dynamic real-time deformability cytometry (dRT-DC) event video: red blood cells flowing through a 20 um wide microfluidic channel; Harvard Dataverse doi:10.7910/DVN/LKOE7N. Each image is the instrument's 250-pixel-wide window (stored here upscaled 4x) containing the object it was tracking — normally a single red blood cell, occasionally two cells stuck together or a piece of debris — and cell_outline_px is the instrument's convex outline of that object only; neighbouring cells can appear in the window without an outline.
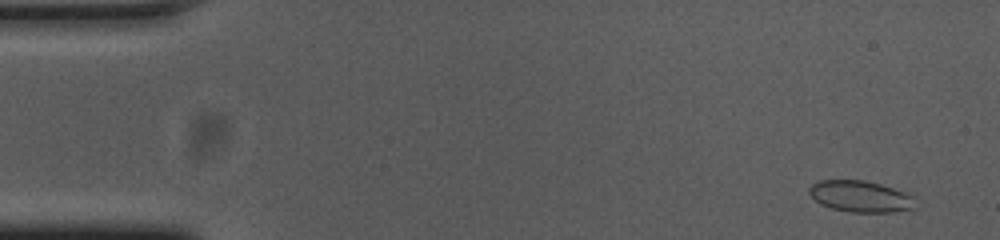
{"species": "common noctule bat (a hibernating species)", "species_latin": "Nyctalus noctula", "temperature_condition": "cold", "stored_images_in_passage": 55, "camera_frame_rate_fps": 3000, "um_per_image_px": 0.085, "animal": {"sex": "female", "body_mass_g": 23.0, "forearm_length_mm": 53.4}, "frame": {"image": 1, "passage_image": 3, "time_ms": 0.667, "image_size_px": [1000, 240], "cell_outline_px": [[916, 208], [892, 212], [848, 212], [832, 208], [820, 204], [808, 192], [808, 188], [812, 184], [820, 180], [864, 180], [912, 192], [916, 196]], "centroid_in_image_um": [73.23, 16.69], "position_along_channel_um": 11.8, "area_um2": 19.88}}
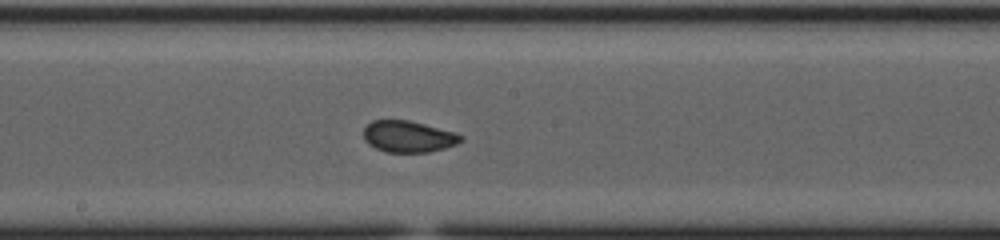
{"frame": {"image": 2, "passage_image": 29, "time_ms": 9.333, "image_size_px": [1000, 240], "cell_outline_px": [[464, 140], [456, 144], [444, 148], [428, 152], [388, 152], [376, 148], [368, 144], [364, 140], [364, 128], [372, 120], [408, 120], [456, 132], [464, 136]], "centroid_in_image_um": [34.73, 11.6], "position_along_channel_um": 213.5, "area_um2": 17.86}}
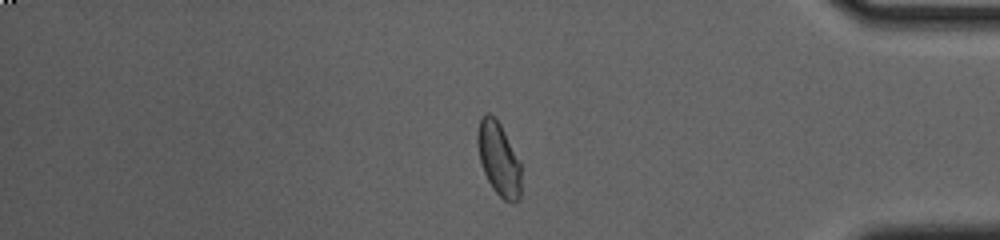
{"frame": {"image": 3, "passage_image": 46, "time_ms": 15.0, "image_size_px": [1000, 240], "cell_outline_px": [[520, 200], [512, 204], [504, 200], [492, 188], [484, 172], [480, 160], [476, 140], [476, 136], [480, 120], [484, 112], [488, 112], [500, 124], [520, 164]], "centroid_in_image_um": [42.37, 13.53], "position_along_channel_um": 392.8, "area_um2": 18.38}}